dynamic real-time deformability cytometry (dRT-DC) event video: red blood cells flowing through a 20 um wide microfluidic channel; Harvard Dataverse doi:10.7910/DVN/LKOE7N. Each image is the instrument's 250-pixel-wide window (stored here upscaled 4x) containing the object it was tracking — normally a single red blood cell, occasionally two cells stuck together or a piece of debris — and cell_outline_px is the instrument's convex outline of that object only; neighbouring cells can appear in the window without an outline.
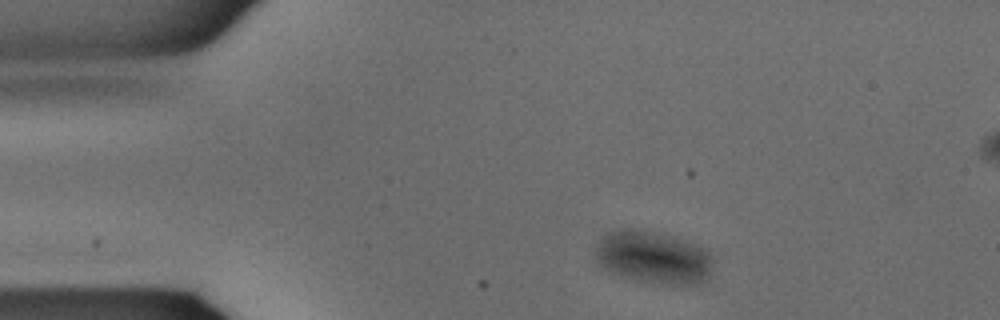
{"species": "common noctule bat (a hibernating species)", "species_latin": "Nyctalus noctula", "temperature_condition": "warm", "stored_images_in_passage": 16, "camera_frame_rate_fps": 3000, "um_per_image_px": 0.085, "animal": {"sex": "male", "body_mass_g": 15.6}, "frame": {"image": 1, "passage_image": 1, "time_ms": 0.0, "image_size_px": [1000, 320], "cell_outline_px": [[716, 260], [708, 276], [704, 280], [696, 284], [668, 284], [640, 280], [620, 276], [612, 272], [600, 264], [596, 260], [592, 252], [596, 244], [608, 232], [628, 228], [656, 232], [688, 240], [708, 248]], "centroid_in_image_um": [55.58, 21.85], "position_along_channel_um": 29.4, "area_um2": 36.47}}